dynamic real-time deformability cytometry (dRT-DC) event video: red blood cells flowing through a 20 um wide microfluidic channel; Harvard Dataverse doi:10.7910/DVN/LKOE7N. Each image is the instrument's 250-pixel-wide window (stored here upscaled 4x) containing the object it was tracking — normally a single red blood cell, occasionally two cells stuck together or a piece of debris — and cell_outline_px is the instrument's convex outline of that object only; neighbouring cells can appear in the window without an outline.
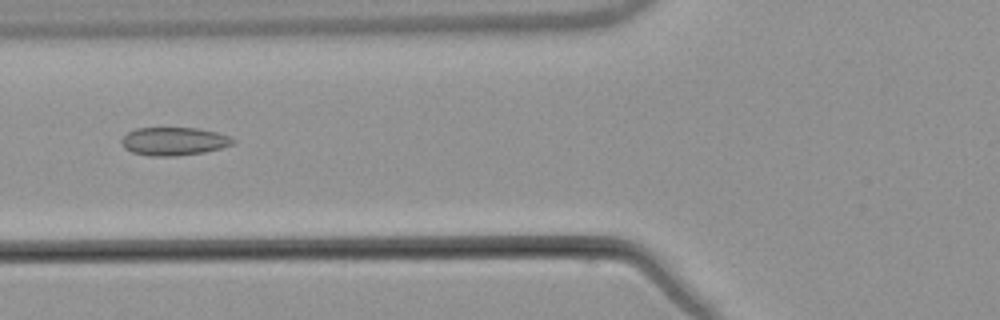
{"species": "common noctule bat (a hibernating species)", "species_latin": "Nyctalus noctula", "temperature_condition": "warm", "stored_images_in_passage": 3, "camera_frame_rate_fps": 3000, "um_per_image_px": 0.085, "animal": {"sex": "male", "body_mass_g": 21.5, "forearm_length_mm": 52.0}, "frame": {"image": 1, "passage_image": 3, "time_ms": 2.667, "image_size_px": [1000, 320], "cell_outline_px": [[236, 140], [232, 144], [220, 148], [204, 152], [176, 156], [152, 156], [132, 152], [124, 148], [120, 140], [128, 132], [136, 128], [200, 128], [216, 132], [228, 136]], "centroid_in_image_um": [14.76, 12.01], "position_along_channel_um": 111.0, "area_um2": 18.21}}